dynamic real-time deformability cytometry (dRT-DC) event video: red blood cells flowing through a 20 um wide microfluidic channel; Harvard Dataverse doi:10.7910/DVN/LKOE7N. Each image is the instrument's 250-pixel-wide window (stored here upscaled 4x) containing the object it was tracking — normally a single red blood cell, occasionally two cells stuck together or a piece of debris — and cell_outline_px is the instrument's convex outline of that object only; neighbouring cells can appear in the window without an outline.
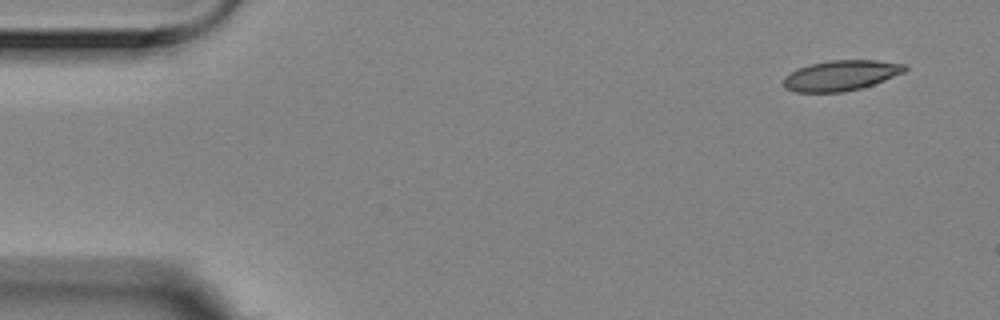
{"species": "Egyptian fruit bat (a non-hibernating species)", "species_latin": "Rousettus aegyptiacus", "temperature_condition": "room temperature", "stored_images_in_passage": 4, "camera_frame_rate_fps": 3000, "um_per_image_px": 0.085, "animal": {"sex": "female"}, "frame": {"image": 1, "passage_image": 1, "time_ms": 0.0, "image_size_px": [1000, 320], "cell_outline_px": [[908, 68], [904, 72], [884, 80], [860, 88], [840, 92], [796, 92], [784, 88], [784, 76], [796, 68], [828, 60], [876, 60], [908, 64]], "centroid_in_image_um": [71.47, 6.4], "position_along_channel_um": 13.5, "area_um2": 21.44}}
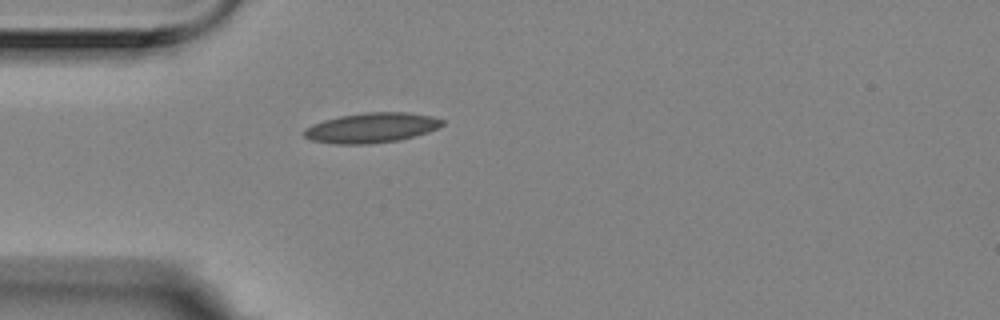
{"frame": {"image": 2, "passage_image": 4, "time_ms": 1.0, "image_size_px": [1000, 320], "cell_outline_px": [[444, 124], [428, 132], [400, 140], [368, 144], [336, 144], [308, 140], [300, 132], [304, 128], [312, 124], [324, 120], [340, 116], [364, 112], [408, 112], [432, 116], [444, 120]], "centroid_in_image_um": [31.53, 10.86], "position_along_channel_um": 53.5, "area_um2": 24.39}}